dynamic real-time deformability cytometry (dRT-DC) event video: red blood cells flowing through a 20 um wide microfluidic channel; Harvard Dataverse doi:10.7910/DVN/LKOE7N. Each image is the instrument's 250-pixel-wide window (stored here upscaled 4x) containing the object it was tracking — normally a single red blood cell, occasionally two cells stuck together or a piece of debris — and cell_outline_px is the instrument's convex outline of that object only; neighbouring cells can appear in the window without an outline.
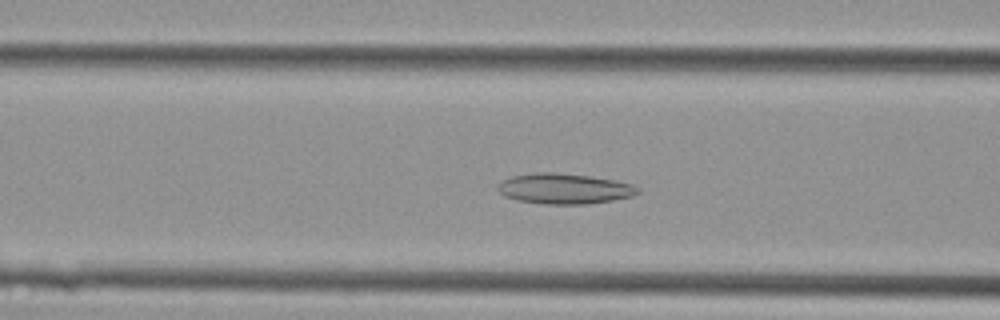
{"species": "Egyptian fruit bat (a non-hibernating species)", "species_latin": "Rousettus aegyptiacus", "temperature_condition": "cold", "stored_images_in_passage": 38, "camera_frame_rate_fps": 3000, "um_per_image_px": 0.085, "animal": {"sex": "female"}, "frame": {"image": 1, "passage_image": 12, "time_ms": 3.667, "image_size_px": [1000, 320], "cell_outline_px": [[640, 192], [632, 196], [612, 200], [584, 204], [544, 204], [516, 200], [504, 196], [496, 188], [504, 180], [512, 176], [536, 172], [552, 172], [588, 176], [612, 180], [632, 184], [640, 188]], "centroid_in_image_um": [47.96, 16.04], "position_along_channel_um": 118.6, "area_um2": 24.62}}
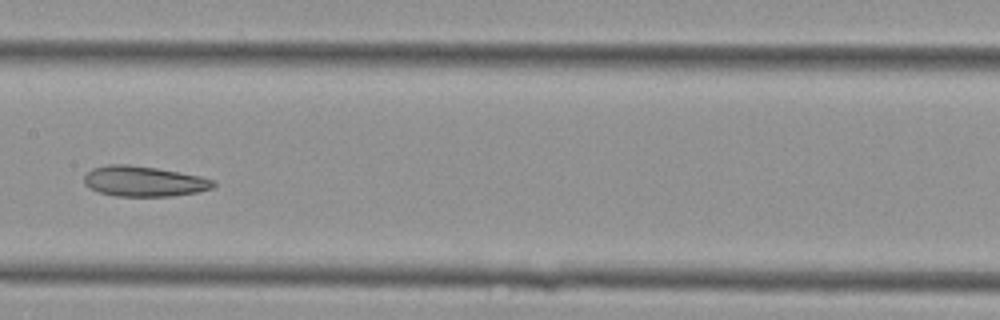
{"frame": {"image": 2, "passage_image": 17, "time_ms": 5.333, "image_size_px": [1000, 320], "cell_outline_px": [[216, 184], [212, 188], [196, 192], [172, 196], [116, 196], [100, 192], [88, 188], [84, 184], [84, 176], [92, 168], [108, 164], [128, 164], [156, 168], [200, 176], [216, 180]], "centroid_in_image_um": [12.22, 15.41], "position_along_channel_um": 195.2, "area_um2": 22.89}}
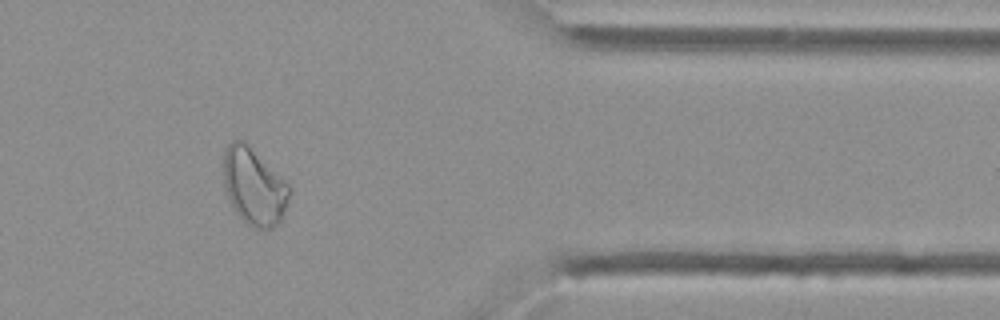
{"frame": {"image": 3, "passage_image": 31, "time_ms": 10.0, "image_size_px": [1000, 320], "cell_outline_px": [[292, 188], [288, 204], [280, 224], [264, 232], [248, 224], [236, 212], [228, 200], [224, 188], [224, 148], [232, 140], [244, 140]], "centroid_in_image_um": [21.6, 15.89], "position_along_channel_um": 389.8, "area_um2": 29.82}}